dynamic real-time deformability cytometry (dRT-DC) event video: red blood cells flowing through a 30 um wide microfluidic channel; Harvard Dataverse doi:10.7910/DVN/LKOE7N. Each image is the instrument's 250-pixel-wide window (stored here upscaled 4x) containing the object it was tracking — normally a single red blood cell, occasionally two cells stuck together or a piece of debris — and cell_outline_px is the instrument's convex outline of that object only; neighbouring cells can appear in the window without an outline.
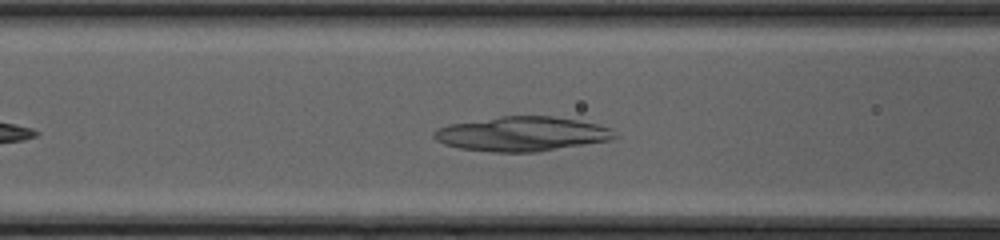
{"species": "common noctule bat (a hibernating species)", "species_latin": "Nyctalus noctula", "temperature_condition": "cold", "stored_images_in_passage": 33, "camera_frame_rate_fps": 3000, "um_per_image_px": 0.085, "animal": {"sex": "female", "body_mass_g": 20.0, "forearm_length_mm": 54.0}, "frame": {"image": 1, "passage_image": 9, "time_ms": 2.667, "image_size_px": [1000, 240], "cell_outline_px": [[620, 136], [612, 140], [536, 152], [492, 152], [460, 148], [444, 144], [436, 140], [432, 136], [432, 132], [436, 128], [448, 124], [500, 116], [552, 116], [576, 120], [596, 124], [608, 128]], "centroid_in_image_um": [44.33, 11.38], "position_along_channel_um": 122.3, "area_um2": 36.41}}
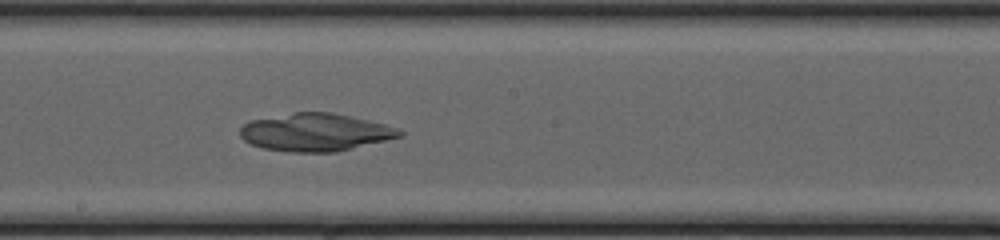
{"frame": {"image": 2, "passage_image": 16, "time_ms": 5.0, "image_size_px": [1000, 240], "cell_outline_px": [[404, 132], [400, 136], [336, 152], [292, 152], [264, 148], [252, 144], [244, 140], [240, 136], [240, 128], [248, 120], [292, 112], [332, 112], [368, 120], [384, 124], [396, 128]], "centroid_in_image_um": [26.75, 11.23], "position_along_channel_um": 221.5, "area_um2": 34.85}}
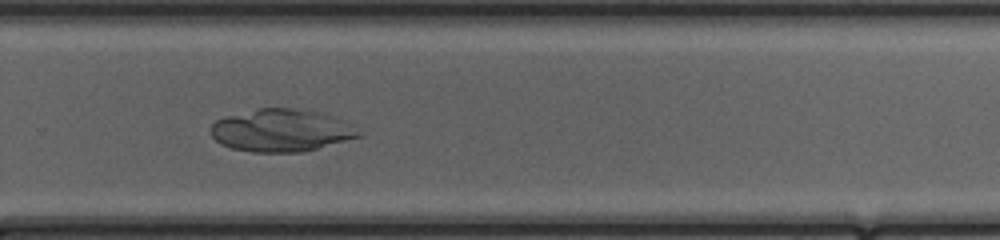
{"frame": {"image": 3, "passage_image": 22, "time_ms": 7.0, "image_size_px": [1000, 240], "cell_outline_px": [[364, 136], [304, 152], [252, 152], [232, 148], [220, 144], [212, 136], [212, 124], [216, 120], [224, 116], [260, 108], [292, 108], [320, 112], [332, 116], [364, 132]], "centroid_in_image_um": [23.94, 11.09], "position_along_channel_um": 305.9, "area_um2": 36.7}}